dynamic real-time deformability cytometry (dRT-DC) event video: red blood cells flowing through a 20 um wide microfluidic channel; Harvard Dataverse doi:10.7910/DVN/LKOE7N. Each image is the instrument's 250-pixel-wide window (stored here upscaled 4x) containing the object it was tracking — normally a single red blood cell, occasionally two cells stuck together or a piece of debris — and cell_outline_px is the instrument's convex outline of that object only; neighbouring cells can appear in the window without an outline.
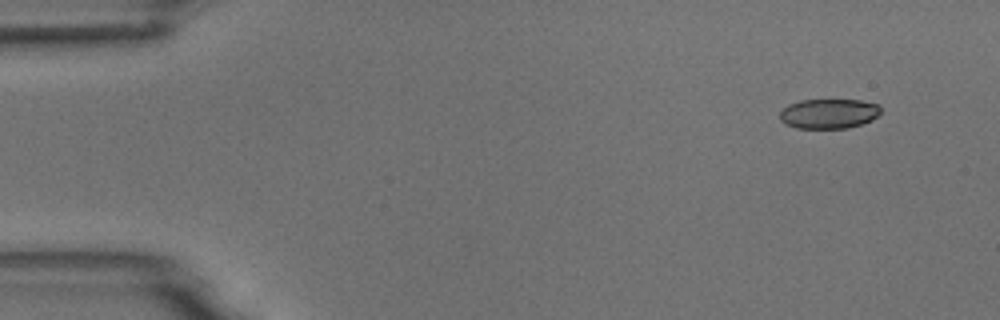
{"species": "common noctule bat (a hibernating species)", "species_latin": "Nyctalus noctula", "temperature_condition": "room temperature", "stored_images_in_passage": 4, "camera_frame_rate_fps": 3000, "um_per_image_px": 0.085, "animal": {"sex": "male", "body_mass_g": 18.8}, "frame": {"image": 1, "passage_image": 1, "time_ms": 0.0, "image_size_px": [1000, 320], "cell_outline_px": [[880, 112], [872, 120], [848, 128], [796, 128], [784, 124], [780, 120], [780, 112], [788, 104], [800, 100], [860, 100], [880, 104]], "centroid_in_image_um": [70.43, 9.66], "position_along_channel_um": 14.6, "area_um2": 17.57}}
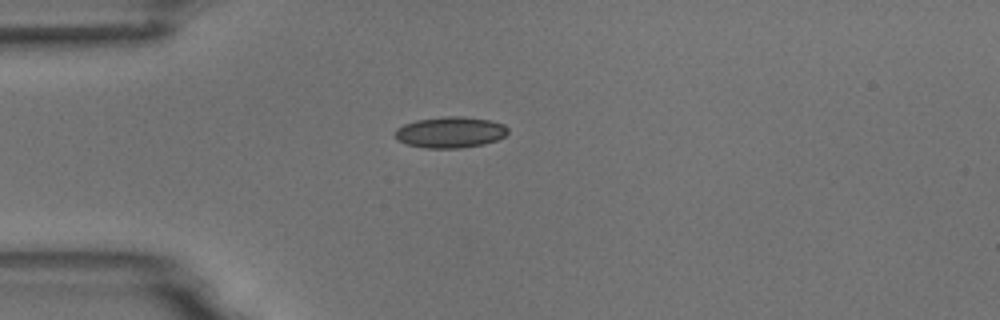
{"frame": {"image": 2, "passage_image": 4, "time_ms": 3.333, "image_size_px": [1000, 320], "cell_outline_px": [[508, 132], [504, 136], [496, 140], [484, 144], [460, 148], [428, 148], [408, 144], [396, 140], [392, 132], [396, 128], [404, 124], [416, 120], [444, 116], [464, 116], [488, 120], [504, 124], [508, 128]], "centroid_in_image_um": [38.24, 11.24], "position_along_channel_um": 46.8, "area_um2": 20.58}}